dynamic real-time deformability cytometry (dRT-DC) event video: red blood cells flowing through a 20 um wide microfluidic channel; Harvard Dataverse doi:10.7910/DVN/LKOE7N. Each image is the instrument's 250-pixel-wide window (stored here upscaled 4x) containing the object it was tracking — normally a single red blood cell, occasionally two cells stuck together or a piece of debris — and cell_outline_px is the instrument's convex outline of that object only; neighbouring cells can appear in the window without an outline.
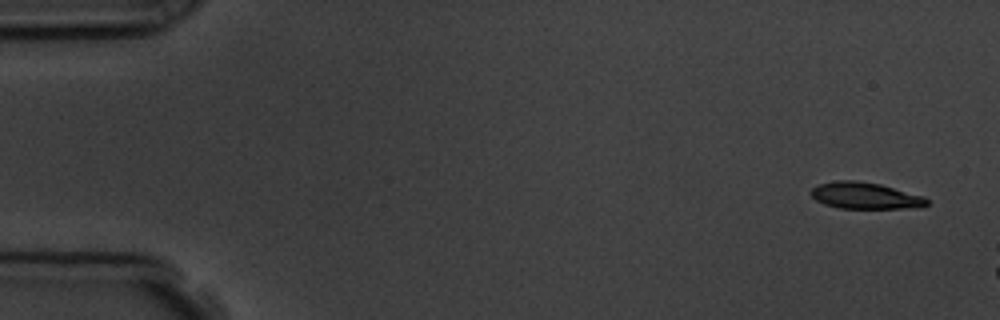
{"species": "common noctule bat (a hibernating species)", "species_latin": "Nyctalus noctula", "temperature_condition": "room temperature", "stored_images_in_passage": 4, "camera_frame_rate_fps": 3000, "um_per_image_px": 0.085, "animal": {"sex": "male", "body_mass_g": 19.5, "forearm_length_mm": 54.6}, "frame": {"image": 1, "passage_image": 1, "time_ms": 0.0, "image_size_px": [1000, 320], "cell_outline_px": [[928, 204], [920, 208], [840, 208], [824, 204], [816, 200], [808, 192], [816, 184], [836, 180], [856, 180], [880, 184], [924, 196], [928, 200]], "centroid_in_image_um": [73.52, 16.62], "position_along_channel_um": 11.5, "area_um2": 18.09}}